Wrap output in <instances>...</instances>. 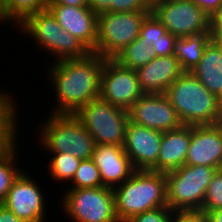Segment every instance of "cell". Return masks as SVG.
I'll return each mask as SVG.
<instances>
[{
    "instance_id": "cell-1",
    "label": "cell",
    "mask_w": 222,
    "mask_h": 222,
    "mask_svg": "<svg viewBox=\"0 0 222 222\" xmlns=\"http://www.w3.org/2000/svg\"><path fill=\"white\" fill-rule=\"evenodd\" d=\"M106 58L90 52L86 57L65 59L47 65L46 78L56 98L50 113L75 114L100 97L101 74ZM48 73V74H47Z\"/></svg>"
},
{
    "instance_id": "cell-2",
    "label": "cell",
    "mask_w": 222,
    "mask_h": 222,
    "mask_svg": "<svg viewBox=\"0 0 222 222\" xmlns=\"http://www.w3.org/2000/svg\"><path fill=\"white\" fill-rule=\"evenodd\" d=\"M164 94L183 125H214L222 122V100L209 92L191 72H184Z\"/></svg>"
},
{
    "instance_id": "cell-3",
    "label": "cell",
    "mask_w": 222,
    "mask_h": 222,
    "mask_svg": "<svg viewBox=\"0 0 222 222\" xmlns=\"http://www.w3.org/2000/svg\"><path fill=\"white\" fill-rule=\"evenodd\" d=\"M116 216L127 222L133 216L167 204L166 174L135 170L121 185L113 188Z\"/></svg>"
},
{
    "instance_id": "cell-4",
    "label": "cell",
    "mask_w": 222,
    "mask_h": 222,
    "mask_svg": "<svg viewBox=\"0 0 222 222\" xmlns=\"http://www.w3.org/2000/svg\"><path fill=\"white\" fill-rule=\"evenodd\" d=\"M47 118V119H46ZM38 129V144L48 153H69L79 160L92 158L95 141L74 114L50 113Z\"/></svg>"
},
{
    "instance_id": "cell-5",
    "label": "cell",
    "mask_w": 222,
    "mask_h": 222,
    "mask_svg": "<svg viewBox=\"0 0 222 222\" xmlns=\"http://www.w3.org/2000/svg\"><path fill=\"white\" fill-rule=\"evenodd\" d=\"M31 38L36 47L52 57V63L86 57L91 51L75 36L63 29L53 14L44 9L28 17L16 28ZM48 52V53H47Z\"/></svg>"
},
{
    "instance_id": "cell-6",
    "label": "cell",
    "mask_w": 222,
    "mask_h": 222,
    "mask_svg": "<svg viewBox=\"0 0 222 222\" xmlns=\"http://www.w3.org/2000/svg\"><path fill=\"white\" fill-rule=\"evenodd\" d=\"M216 171L214 167L183 165L165 173L168 206L173 211H201Z\"/></svg>"
},
{
    "instance_id": "cell-7",
    "label": "cell",
    "mask_w": 222,
    "mask_h": 222,
    "mask_svg": "<svg viewBox=\"0 0 222 222\" xmlns=\"http://www.w3.org/2000/svg\"><path fill=\"white\" fill-rule=\"evenodd\" d=\"M151 10L98 14L97 43L94 53L114 59L140 35L142 21Z\"/></svg>"
},
{
    "instance_id": "cell-8",
    "label": "cell",
    "mask_w": 222,
    "mask_h": 222,
    "mask_svg": "<svg viewBox=\"0 0 222 222\" xmlns=\"http://www.w3.org/2000/svg\"><path fill=\"white\" fill-rule=\"evenodd\" d=\"M95 144L124 145L126 125L129 121L128 110L103 100H91L74 114Z\"/></svg>"
},
{
    "instance_id": "cell-9",
    "label": "cell",
    "mask_w": 222,
    "mask_h": 222,
    "mask_svg": "<svg viewBox=\"0 0 222 222\" xmlns=\"http://www.w3.org/2000/svg\"><path fill=\"white\" fill-rule=\"evenodd\" d=\"M63 215L70 222H120L116 216L113 188L62 189Z\"/></svg>"
},
{
    "instance_id": "cell-10",
    "label": "cell",
    "mask_w": 222,
    "mask_h": 222,
    "mask_svg": "<svg viewBox=\"0 0 222 222\" xmlns=\"http://www.w3.org/2000/svg\"><path fill=\"white\" fill-rule=\"evenodd\" d=\"M151 12L177 37L210 33L209 16L191 0L151 1Z\"/></svg>"
},
{
    "instance_id": "cell-11",
    "label": "cell",
    "mask_w": 222,
    "mask_h": 222,
    "mask_svg": "<svg viewBox=\"0 0 222 222\" xmlns=\"http://www.w3.org/2000/svg\"><path fill=\"white\" fill-rule=\"evenodd\" d=\"M23 170L13 181L6 199L1 203L17 217L26 222H46V198L39 180ZM35 180V181H34ZM37 181V182H36Z\"/></svg>"
},
{
    "instance_id": "cell-12",
    "label": "cell",
    "mask_w": 222,
    "mask_h": 222,
    "mask_svg": "<svg viewBox=\"0 0 222 222\" xmlns=\"http://www.w3.org/2000/svg\"><path fill=\"white\" fill-rule=\"evenodd\" d=\"M143 94L135 70L105 59L100 91L103 100L128 110Z\"/></svg>"
},
{
    "instance_id": "cell-13",
    "label": "cell",
    "mask_w": 222,
    "mask_h": 222,
    "mask_svg": "<svg viewBox=\"0 0 222 222\" xmlns=\"http://www.w3.org/2000/svg\"><path fill=\"white\" fill-rule=\"evenodd\" d=\"M128 114L130 122L162 132L183 125L165 94H143L128 109Z\"/></svg>"
},
{
    "instance_id": "cell-14",
    "label": "cell",
    "mask_w": 222,
    "mask_h": 222,
    "mask_svg": "<svg viewBox=\"0 0 222 222\" xmlns=\"http://www.w3.org/2000/svg\"><path fill=\"white\" fill-rule=\"evenodd\" d=\"M185 165L222 170V122L191 126V140Z\"/></svg>"
},
{
    "instance_id": "cell-15",
    "label": "cell",
    "mask_w": 222,
    "mask_h": 222,
    "mask_svg": "<svg viewBox=\"0 0 222 222\" xmlns=\"http://www.w3.org/2000/svg\"><path fill=\"white\" fill-rule=\"evenodd\" d=\"M163 132L128 121L123 149L135 170H149L160 152Z\"/></svg>"
},
{
    "instance_id": "cell-16",
    "label": "cell",
    "mask_w": 222,
    "mask_h": 222,
    "mask_svg": "<svg viewBox=\"0 0 222 222\" xmlns=\"http://www.w3.org/2000/svg\"><path fill=\"white\" fill-rule=\"evenodd\" d=\"M60 26L79 39L91 52L97 43L98 14L89 6L75 7L61 4H48Z\"/></svg>"
},
{
    "instance_id": "cell-17",
    "label": "cell",
    "mask_w": 222,
    "mask_h": 222,
    "mask_svg": "<svg viewBox=\"0 0 222 222\" xmlns=\"http://www.w3.org/2000/svg\"><path fill=\"white\" fill-rule=\"evenodd\" d=\"M135 71L144 94H164L185 72L174 55L155 57Z\"/></svg>"
},
{
    "instance_id": "cell-18",
    "label": "cell",
    "mask_w": 222,
    "mask_h": 222,
    "mask_svg": "<svg viewBox=\"0 0 222 222\" xmlns=\"http://www.w3.org/2000/svg\"><path fill=\"white\" fill-rule=\"evenodd\" d=\"M92 159L100 171L103 186L115 188L135 171L122 146L95 145Z\"/></svg>"
},
{
    "instance_id": "cell-19",
    "label": "cell",
    "mask_w": 222,
    "mask_h": 222,
    "mask_svg": "<svg viewBox=\"0 0 222 222\" xmlns=\"http://www.w3.org/2000/svg\"><path fill=\"white\" fill-rule=\"evenodd\" d=\"M190 140L191 125L163 132L157 162L149 170L167 173L185 165Z\"/></svg>"
},
{
    "instance_id": "cell-20",
    "label": "cell",
    "mask_w": 222,
    "mask_h": 222,
    "mask_svg": "<svg viewBox=\"0 0 222 222\" xmlns=\"http://www.w3.org/2000/svg\"><path fill=\"white\" fill-rule=\"evenodd\" d=\"M190 72L209 92L222 100V40L212 38Z\"/></svg>"
},
{
    "instance_id": "cell-21",
    "label": "cell",
    "mask_w": 222,
    "mask_h": 222,
    "mask_svg": "<svg viewBox=\"0 0 222 222\" xmlns=\"http://www.w3.org/2000/svg\"><path fill=\"white\" fill-rule=\"evenodd\" d=\"M2 90L0 92V150L8 148L16 140L20 128L18 122V106L13 99L15 96L9 91Z\"/></svg>"
},
{
    "instance_id": "cell-22",
    "label": "cell",
    "mask_w": 222,
    "mask_h": 222,
    "mask_svg": "<svg viewBox=\"0 0 222 222\" xmlns=\"http://www.w3.org/2000/svg\"><path fill=\"white\" fill-rule=\"evenodd\" d=\"M211 39L210 33L177 38L174 56L185 72H190L198 64L206 45Z\"/></svg>"
},
{
    "instance_id": "cell-23",
    "label": "cell",
    "mask_w": 222,
    "mask_h": 222,
    "mask_svg": "<svg viewBox=\"0 0 222 222\" xmlns=\"http://www.w3.org/2000/svg\"><path fill=\"white\" fill-rule=\"evenodd\" d=\"M49 0H3L1 12L6 24L15 26V30L28 17L47 9ZM9 21V22H8Z\"/></svg>"
},
{
    "instance_id": "cell-24",
    "label": "cell",
    "mask_w": 222,
    "mask_h": 222,
    "mask_svg": "<svg viewBox=\"0 0 222 222\" xmlns=\"http://www.w3.org/2000/svg\"><path fill=\"white\" fill-rule=\"evenodd\" d=\"M16 142L17 140L8 148L0 150V204L6 199L13 181L25 169L24 166L22 169L18 167L21 158L17 159L20 151Z\"/></svg>"
},
{
    "instance_id": "cell-25",
    "label": "cell",
    "mask_w": 222,
    "mask_h": 222,
    "mask_svg": "<svg viewBox=\"0 0 222 222\" xmlns=\"http://www.w3.org/2000/svg\"><path fill=\"white\" fill-rule=\"evenodd\" d=\"M156 56L153 47L146 46L144 39L136 38L114 58L120 65L132 70L148 64Z\"/></svg>"
},
{
    "instance_id": "cell-26",
    "label": "cell",
    "mask_w": 222,
    "mask_h": 222,
    "mask_svg": "<svg viewBox=\"0 0 222 222\" xmlns=\"http://www.w3.org/2000/svg\"><path fill=\"white\" fill-rule=\"evenodd\" d=\"M51 157L47 167L49 176L53 181H57V184L71 182L76 170L79 167L81 160L77 159L69 153H49Z\"/></svg>"
},
{
    "instance_id": "cell-27",
    "label": "cell",
    "mask_w": 222,
    "mask_h": 222,
    "mask_svg": "<svg viewBox=\"0 0 222 222\" xmlns=\"http://www.w3.org/2000/svg\"><path fill=\"white\" fill-rule=\"evenodd\" d=\"M64 189H83L103 187L100 171L92 158L81 160L71 182ZM72 186V187H71Z\"/></svg>"
},
{
    "instance_id": "cell-28",
    "label": "cell",
    "mask_w": 222,
    "mask_h": 222,
    "mask_svg": "<svg viewBox=\"0 0 222 222\" xmlns=\"http://www.w3.org/2000/svg\"><path fill=\"white\" fill-rule=\"evenodd\" d=\"M219 209H222V170H217L212 176L201 210Z\"/></svg>"
},
{
    "instance_id": "cell-29",
    "label": "cell",
    "mask_w": 222,
    "mask_h": 222,
    "mask_svg": "<svg viewBox=\"0 0 222 222\" xmlns=\"http://www.w3.org/2000/svg\"><path fill=\"white\" fill-rule=\"evenodd\" d=\"M166 32V27L152 12H150L142 21L139 37L144 39L146 46H152V44H156L160 39V35H163Z\"/></svg>"
},
{
    "instance_id": "cell-30",
    "label": "cell",
    "mask_w": 222,
    "mask_h": 222,
    "mask_svg": "<svg viewBox=\"0 0 222 222\" xmlns=\"http://www.w3.org/2000/svg\"><path fill=\"white\" fill-rule=\"evenodd\" d=\"M174 211L169 206H162L133 216L127 222H170Z\"/></svg>"
},
{
    "instance_id": "cell-31",
    "label": "cell",
    "mask_w": 222,
    "mask_h": 222,
    "mask_svg": "<svg viewBox=\"0 0 222 222\" xmlns=\"http://www.w3.org/2000/svg\"><path fill=\"white\" fill-rule=\"evenodd\" d=\"M138 10H151L150 0H114L108 12H131Z\"/></svg>"
},
{
    "instance_id": "cell-32",
    "label": "cell",
    "mask_w": 222,
    "mask_h": 222,
    "mask_svg": "<svg viewBox=\"0 0 222 222\" xmlns=\"http://www.w3.org/2000/svg\"><path fill=\"white\" fill-rule=\"evenodd\" d=\"M177 36L172 35L169 31L160 35V39L156 44H152L153 50L157 57L174 55L175 43Z\"/></svg>"
},
{
    "instance_id": "cell-33",
    "label": "cell",
    "mask_w": 222,
    "mask_h": 222,
    "mask_svg": "<svg viewBox=\"0 0 222 222\" xmlns=\"http://www.w3.org/2000/svg\"><path fill=\"white\" fill-rule=\"evenodd\" d=\"M170 222H208L202 211H174Z\"/></svg>"
},
{
    "instance_id": "cell-34",
    "label": "cell",
    "mask_w": 222,
    "mask_h": 222,
    "mask_svg": "<svg viewBox=\"0 0 222 222\" xmlns=\"http://www.w3.org/2000/svg\"><path fill=\"white\" fill-rule=\"evenodd\" d=\"M209 22L212 38L222 40V5L209 16Z\"/></svg>"
},
{
    "instance_id": "cell-35",
    "label": "cell",
    "mask_w": 222,
    "mask_h": 222,
    "mask_svg": "<svg viewBox=\"0 0 222 222\" xmlns=\"http://www.w3.org/2000/svg\"><path fill=\"white\" fill-rule=\"evenodd\" d=\"M199 6L208 16L213 14L221 5L222 0H191Z\"/></svg>"
},
{
    "instance_id": "cell-36",
    "label": "cell",
    "mask_w": 222,
    "mask_h": 222,
    "mask_svg": "<svg viewBox=\"0 0 222 222\" xmlns=\"http://www.w3.org/2000/svg\"><path fill=\"white\" fill-rule=\"evenodd\" d=\"M114 0H89V7L96 13L107 11Z\"/></svg>"
},
{
    "instance_id": "cell-37",
    "label": "cell",
    "mask_w": 222,
    "mask_h": 222,
    "mask_svg": "<svg viewBox=\"0 0 222 222\" xmlns=\"http://www.w3.org/2000/svg\"><path fill=\"white\" fill-rule=\"evenodd\" d=\"M0 222H26L17 217L12 211L0 204Z\"/></svg>"
},
{
    "instance_id": "cell-38",
    "label": "cell",
    "mask_w": 222,
    "mask_h": 222,
    "mask_svg": "<svg viewBox=\"0 0 222 222\" xmlns=\"http://www.w3.org/2000/svg\"><path fill=\"white\" fill-rule=\"evenodd\" d=\"M48 4H61L75 7L89 6V0H49Z\"/></svg>"
},
{
    "instance_id": "cell-39",
    "label": "cell",
    "mask_w": 222,
    "mask_h": 222,
    "mask_svg": "<svg viewBox=\"0 0 222 222\" xmlns=\"http://www.w3.org/2000/svg\"><path fill=\"white\" fill-rule=\"evenodd\" d=\"M201 211L205 213L208 222H222V209Z\"/></svg>"
},
{
    "instance_id": "cell-40",
    "label": "cell",
    "mask_w": 222,
    "mask_h": 222,
    "mask_svg": "<svg viewBox=\"0 0 222 222\" xmlns=\"http://www.w3.org/2000/svg\"><path fill=\"white\" fill-rule=\"evenodd\" d=\"M0 22H2V24L6 25L4 19H3V15H2V12H1V1H0Z\"/></svg>"
}]
</instances>
